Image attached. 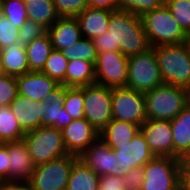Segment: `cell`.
I'll return each mask as SVG.
<instances>
[{
	"label": "cell",
	"instance_id": "52a82bcc",
	"mask_svg": "<svg viewBox=\"0 0 190 190\" xmlns=\"http://www.w3.org/2000/svg\"><path fill=\"white\" fill-rule=\"evenodd\" d=\"M79 156L67 154L36 165L29 181L31 190H66L72 166Z\"/></svg>",
	"mask_w": 190,
	"mask_h": 190
},
{
	"label": "cell",
	"instance_id": "ba28073f",
	"mask_svg": "<svg viewBox=\"0 0 190 190\" xmlns=\"http://www.w3.org/2000/svg\"><path fill=\"white\" fill-rule=\"evenodd\" d=\"M163 84L155 50L128 57V76L126 87L146 93Z\"/></svg>",
	"mask_w": 190,
	"mask_h": 190
},
{
	"label": "cell",
	"instance_id": "d6986e66",
	"mask_svg": "<svg viewBox=\"0 0 190 190\" xmlns=\"http://www.w3.org/2000/svg\"><path fill=\"white\" fill-rule=\"evenodd\" d=\"M9 107L24 133L31 132L41 126L43 102H35L17 94Z\"/></svg>",
	"mask_w": 190,
	"mask_h": 190
},
{
	"label": "cell",
	"instance_id": "ac0fdd59",
	"mask_svg": "<svg viewBox=\"0 0 190 190\" xmlns=\"http://www.w3.org/2000/svg\"><path fill=\"white\" fill-rule=\"evenodd\" d=\"M7 155L9 157V181L31 180V174L36 168L25 141L7 142Z\"/></svg>",
	"mask_w": 190,
	"mask_h": 190
},
{
	"label": "cell",
	"instance_id": "ab89813d",
	"mask_svg": "<svg viewBox=\"0 0 190 190\" xmlns=\"http://www.w3.org/2000/svg\"><path fill=\"white\" fill-rule=\"evenodd\" d=\"M97 190H127L124 176H100Z\"/></svg>",
	"mask_w": 190,
	"mask_h": 190
},
{
	"label": "cell",
	"instance_id": "6da1fadb",
	"mask_svg": "<svg viewBox=\"0 0 190 190\" xmlns=\"http://www.w3.org/2000/svg\"><path fill=\"white\" fill-rule=\"evenodd\" d=\"M97 54L120 51L126 57L147 52L151 47L140 16L115 10L109 18L108 31L93 38Z\"/></svg>",
	"mask_w": 190,
	"mask_h": 190
},
{
	"label": "cell",
	"instance_id": "cb8c5ba5",
	"mask_svg": "<svg viewBox=\"0 0 190 190\" xmlns=\"http://www.w3.org/2000/svg\"><path fill=\"white\" fill-rule=\"evenodd\" d=\"M173 135V158L190 148V104L170 121Z\"/></svg>",
	"mask_w": 190,
	"mask_h": 190
},
{
	"label": "cell",
	"instance_id": "277c9868",
	"mask_svg": "<svg viewBox=\"0 0 190 190\" xmlns=\"http://www.w3.org/2000/svg\"><path fill=\"white\" fill-rule=\"evenodd\" d=\"M141 20L151 47L186 42L187 34L165 4L158 9L146 12L141 16Z\"/></svg>",
	"mask_w": 190,
	"mask_h": 190
},
{
	"label": "cell",
	"instance_id": "603a6c76",
	"mask_svg": "<svg viewBox=\"0 0 190 190\" xmlns=\"http://www.w3.org/2000/svg\"><path fill=\"white\" fill-rule=\"evenodd\" d=\"M6 75L21 76L30 71L25 46L15 42L0 50Z\"/></svg>",
	"mask_w": 190,
	"mask_h": 190
},
{
	"label": "cell",
	"instance_id": "7dc6e473",
	"mask_svg": "<svg viewBox=\"0 0 190 190\" xmlns=\"http://www.w3.org/2000/svg\"><path fill=\"white\" fill-rule=\"evenodd\" d=\"M5 70L1 61V57H0V76L5 75Z\"/></svg>",
	"mask_w": 190,
	"mask_h": 190
},
{
	"label": "cell",
	"instance_id": "8fae6325",
	"mask_svg": "<svg viewBox=\"0 0 190 190\" xmlns=\"http://www.w3.org/2000/svg\"><path fill=\"white\" fill-rule=\"evenodd\" d=\"M128 57L120 51L98 53L95 64V83L109 88L126 87Z\"/></svg>",
	"mask_w": 190,
	"mask_h": 190
},
{
	"label": "cell",
	"instance_id": "e575fe53",
	"mask_svg": "<svg viewBox=\"0 0 190 190\" xmlns=\"http://www.w3.org/2000/svg\"><path fill=\"white\" fill-rule=\"evenodd\" d=\"M165 0H118V10L127 11L137 16L160 8Z\"/></svg>",
	"mask_w": 190,
	"mask_h": 190
},
{
	"label": "cell",
	"instance_id": "d4e9b609",
	"mask_svg": "<svg viewBox=\"0 0 190 190\" xmlns=\"http://www.w3.org/2000/svg\"><path fill=\"white\" fill-rule=\"evenodd\" d=\"M95 84V65L86 60H70L65 74V86L82 87Z\"/></svg>",
	"mask_w": 190,
	"mask_h": 190
},
{
	"label": "cell",
	"instance_id": "2e32d148",
	"mask_svg": "<svg viewBox=\"0 0 190 190\" xmlns=\"http://www.w3.org/2000/svg\"><path fill=\"white\" fill-rule=\"evenodd\" d=\"M67 86L60 84L43 100L41 126L62 130L72 122L71 116L63 108Z\"/></svg>",
	"mask_w": 190,
	"mask_h": 190
},
{
	"label": "cell",
	"instance_id": "5bb4252c",
	"mask_svg": "<svg viewBox=\"0 0 190 190\" xmlns=\"http://www.w3.org/2000/svg\"><path fill=\"white\" fill-rule=\"evenodd\" d=\"M140 131L154 156L173 157V135L168 120L147 119Z\"/></svg>",
	"mask_w": 190,
	"mask_h": 190
},
{
	"label": "cell",
	"instance_id": "d6a6232c",
	"mask_svg": "<svg viewBox=\"0 0 190 190\" xmlns=\"http://www.w3.org/2000/svg\"><path fill=\"white\" fill-rule=\"evenodd\" d=\"M1 13L17 28L28 19L25 0H2Z\"/></svg>",
	"mask_w": 190,
	"mask_h": 190
},
{
	"label": "cell",
	"instance_id": "d590c367",
	"mask_svg": "<svg viewBox=\"0 0 190 190\" xmlns=\"http://www.w3.org/2000/svg\"><path fill=\"white\" fill-rule=\"evenodd\" d=\"M47 33V29L40 24L27 19L19 28L17 42L27 46L32 40L42 37Z\"/></svg>",
	"mask_w": 190,
	"mask_h": 190
},
{
	"label": "cell",
	"instance_id": "4316f807",
	"mask_svg": "<svg viewBox=\"0 0 190 190\" xmlns=\"http://www.w3.org/2000/svg\"><path fill=\"white\" fill-rule=\"evenodd\" d=\"M99 176L79 158L72 166L66 190H97Z\"/></svg>",
	"mask_w": 190,
	"mask_h": 190
},
{
	"label": "cell",
	"instance_id": "836d02e7",
	"mask_svg": "<svg viewBox=\"0 0 190 190\" xmlns=\"http://www.w3.org/2000/svg\"><path fill=\"white\" fill-rule=\"evenodd\" d=\"M171 15L179 23L186 34H190V1L189 0H165Z\"/></svg>",
	"mask_w": 190,
	"mask_h": 190
},
{
	"label": "cell",
	"instance_id": "60d3db41",
	"mask_svg": "<svg viewBox=\"0 0 190 190\" xmlns=\"http://www.w3.org/2000/svg\"><path fill=\"white\" fill-rule=\"evenodd\" d=\"M144 179L143 167L131 169L125 176L127 190H141Z\"/></svg>",
	"mask_w": 190,
	"mask_h": 190
},
{
	"label": "cell",
	"instance_id": "e0dca14e",
	"mask_svg": "<svg viewBox=\"0 0 190 190\" xmlns=\"http://www.w3.org/2000/svg\"><path fill=\"white\" fill-rule=\"evenodd\" d=\"M18 94L35 102L44 98L60 84L41 71H29L16 77Z\"/></svg>",
	"mask_w": 190,
	"mask_h": 190
},
{
	"label": "cell",
	"instance_id": "9c48e42d",
	"mask_svg": "<svg viewBox=\"0 0 190 190\" xmlns=\"http://www.w3.org/2000/svg\"><path fill=\"white\" fill-rule=\"evenodd\" d=\"M84 118L100 133L112 120V88L83 86Z\"/></svg>",
	"mask_w": 190,
	"mask_h": 190
},
{
	"label": "cell",
	"instance_id": "74e56055",
	"mask_svg": "<svg viewBox=\"0 0 190 190\" xmlns=\"http://www.w3.org/2000/svg\"><path fill=\"white\" fill-rule=\"evenodd\" d=\"M60 17H77L85 8L86 0H53Z\"/></svg>",
	"mask_w": 190,
	"mask_h": 190
},
{
	"label": "cell",
	"instance_id": "3957f363",
	"mask_svg": "<svg viewBox=\"0 0 190 190\" xmlns=\"http://www.w3.org/2000/svg\"><path fill=\"white\" fill-rule=\"evenodd\" d=\"M189 93L184 87L164 83L144 93L147 119L171 121L189 104Z\"/></svg>",
	"mask_w": 190,
	"mask_h": 190
},
{
	"label": "cell",
	"instance_id": "b9f144b4",
	"mask_svg": "<svg viewBox=\"0 0 190 190\" xmlns=\"http://www.w3.org/2000/svg\"><path fill=\"white\" fill-rule=\"evenodd\" d=\"M9 163L7 143H0V181H9Z\"/></svg>",
	"mask_w": 190,
	"mask_h": 190
},
{
	"label": "cell",
	"instance_id": "7402d4cb",
	"mask_svg": "<svg viewBox=\"0 0 190 190\" xmlns=\"http://www.w3.org/2000/svg\"><path fill=\"white\" fill-rule=\"evenodd\" d=\"M139 132V125L112 119L111 122L99 133V137L110 148L116 150L118 149V145L129 144Z\"/></svg>",
	"mask_w": 190,
	"mask_h": 190
},
{
	"label": "cell",
	"instance_id": "7c38bea8",
	"mask_svg": "<svg viewBox=\"0 0 190 190\" xmlns=\"http://www.w3.org/2000/svg\"><path fill=\"white\" fill-rule=\"evenodd\" d=\"M79 159L99 177L104 175L121 176L115 151L100 137L79 156Z\"/></svg>",
	"mask_w": 190,
	"mask_h": 190
},
{
	"label": "cell",
	"instance_id": "f35d334b",
	"mask_svg": "<svg viewBox=\"0 0 190 190\" xmlns=\"http://www.w3.org/2000/svg\"><path fill=\"white\" fill-rule=\"evenodd\" d=\"M19 28L0 13V50L17 42Z\"/></svg>",
	"mask_w": 190,
	"mask_h": 190
},
{
	"label": "cell",
	"instance_id": "f546056e",
	"mask_svg": "<svg viewBox=\"0 0 190 190\" xmlns=\"http://www.w3.org/2000/svg\"><path fill=\"white\" fill-rule=\"evenodd\" d=\"M62 54L70 61L75 59L86 60L94 65L97 62V51L92 39L80 38L77 42L61 50Z\"/></svg>",
	"mask_w": 190,
	"mask_h": 190
},
{
	"label": "cell",
	"instance_id": "4fadbf2b",
	"mask_svg": "<svg viewBox=\"0 0 190 190\" xmlns=\"http://www.w3.org/2000/svg\"><path fill=\"white\" fill-rule=\"evenodd\" d=\"M114 151L121 176H125L131 169L144 167L154 157L141 131L129 144L118 145Z\"/></svg>",
	"mask_w": 190,
	"mask_h": 190
},
{
	"label": "cell",
	"instance_id": "8992f818",
	"mask_svg": "<svg viewBox=\"0 0 190 190\" xmlns=\"http://www.w3.org/2000/svg\"><path fill=\"white\" fill-rule=\"evenodd\" d=\"M141 190H181L179 159L154 156L144 167Z\"/></svg>",
	"mask_w": 190,
	"mask_h": 190
},
{
	"label": "cell",
	"instance_id": "1f68e13d",
	"mask_svg": "<svg viewBox=\"0 0 190 190\" xmlns=\"http://www.w3.org/2000/svg\"><path fill=\"white\" fill-rule=\"evenodd\" d=\"M84 97L82 87H67L63 101V108L72 120L84 118Z\"/></svg>",
	"mask_w": 190,
	"mask_h": 190
},
{
	"label": "cell",
	"instance_id": "ffe728a7",
	"mask_svg": "<svg viewBox=\"0 0 190 190\" xmlns=\"http://www.w3.org/2000/svg\"><path fill=\"white\" fill-rule=\"evenodd\" d=\"M47 34L53 49L63 50L77 42L81 35V29L76 17H60L49 29Z\"/></svg>",
	"mask_w": 190,
	"mask_h": 190
},
{
	"label": "cell",
	"instance_id": "c3c4849f",
	"mask_svg": "<svg viewBox=\"0 0 190 190\" xmlns=\"http://www.w3.org/2000/svg\"><path fill=\"white\" fill-rule=\"evenodd\" d=\"M189 48L190 51V34H187L186 42H185Z\"/></svg>",
	"mask_w": 190,
	"mask_h": 190
},
{
	"label": "cell",
	"instance_id": "ee69618b",
	"mask_svg": "<svg viewBox=\"0 0 190 190\" xmlns=\"http://www.w3.org/2000/svg\"><path fill=\"white\" fill-rule=\"evenodd\" d=\"M0 190H31L27 181H0Z\"/></svg>",
	"mask_w": 190,
	"mask_h": 190
},
{
	"label": "cell",
	"instance_id": "7bdbcfd3",
	"mask_svg": "<svg viewBox=\"0 0 190 190\" xmlns=\"http://www.w3.org/2000/svg\"><path fill=\"white\" fill-rule=\"evenodd\" d=\"M87 6L92 8L118 10V0H86Z\"/></svg>",
	"mask_w": 190,
	"mask_h": 190
},
{
	"label": "cell",
	"instance_id": "44dd1931",
	"mask_svg": "<svg viewBox=\"0 0 190 190\" xmlns=\"http://www.w3.org/2000/svg\"><path fill=\"white\" fill-rule=\"evenodd\" d=\"M111 10L101 8H85L76 19L79 22L82 37L93 39L109 28Z\"/></svg>",
	"mask_w": 190,
	"mask_h": 190
},
{
	"label": "cell",
	"instance_id": "4dcf8cb0",
	"mask_svg": "<svg viewBox=\"0 0 190 190\" xmlns=\"http://www.w3.org/2000/svg\"><path fill=\"white\" fill-rule=\"evenodd\" d=\"M68 62L69 60L61 51L53 49L41 72L57 81L59 84L65 85V74Z\"/></svg>",
	"mask_w": 190,
	"mask_h": 190
},
{
	"label": "cell",
	"instance_id": "bcb514c9",
	"mask_svg": "<svg viewBox=\"0 0 190 190\" xmlns=\"http://www.w3.org/2000/svg\"><path fill=\"white\" fill-rule=\"evenodd\" d=\"M178 159L180 168H190V148L187 149Z\"/></svg>",
	"mask_w": 190,
	"mask_h": 190
},
{
	"label": "cell",
	"instance_id": "9a60e30c",
	"mask_svg": "<svg viewBox=\"0 0 190 190\" xmlns=\"http://www.w3.org/2000/svg\"><path fill=\"white\" fill-rule=\"evenodd\" d=\"M61 132L67 152L77 156L99 138V132L85 118L72 120Z\"/></svg>",
	"mask_w": 190,
	"mask_h": 190
},
{
	"label": "cell",
	"instance_id": "8d00e7d4",
	"mask_svg": "<svg viewBox=\"0 0 190 190\" xmlns=\"http://www.w3.org/2000/svg\"><path fill=\"white\" fill-rule=\"evenodd\" d=\"M18 94L16 77L0 76V106H9Z\"/></svg>",
	"mask_w": 190,
	"mask_h": 190
},
{
	"label": "cell",
	"instance_id": "83f0119b",
	"mask_svg": "<svg viewBox=\"0 0 190 190\" xmlns=\"http://www.w3.org/2000/svg\"><path fill=\"white\" fill-rule=\"evenodd\" d=\"M30 71H42L53 46L46 33L25 46Z\"/></svg>",
	"mask_w": 190,
	"mask_h": 190
},
{
	"label": "cell",
	"instance_id": "30bf717a",
	"mask_svg": "<svg viewBox=\"0 0 190 190\" xmlns=\"http://www.w3.org/2000/svg\"><path fill=\"white\" fill-rule=\"evenodd\" d=\"M112 119L141 126L147 120L144 93L127 87L112 88Z\"/></svg>",
	"mask_w": 190,
	"mask_h": 190
},
{
	"label": "cell",
	"instance_id": "484cf974",
	"mask_svg": "<svg viewBox=\"0 0 190 190\" xmlns=\"http://www.w3.org/2000/svg\"><path fill=\"white\" fill-rule=\"evenodd\" d=\"M28 19L49 29L59 18L53 0H25Z\"/></svg>",
	"mask_w": 190,
	"mask_h": 190
},
{
	"label": "cell",
	"instance_id": "f6af8a7d",
	"mask_svg": "<svg viewBox=\"0 0 190 190\" xmlns=\"http://www.w3.org/2000/svg\"><path fill=\"white\" fill-rule=\"evenodd\" d=\"M181 190H190V168H181Z\"/></svg>",
	"mask_w": 190,
	"mask_h": 190
},
{
	"label": "cell",
	"instance_id": "f1b7e54d",
	"mask_svg": "<svg viewBox=\"0 0 190 190\" xmlns=\"http://www.w3.org/2000/svg\"><path fill=\"white\" fill-rule=\"evenodd\" d=\"M25 133L9 106H0V143L22 140Z\"/></svg>",
	"mask_w": 190,
	"mask_h": 190
},
{
	"label": "cell",
	"instance_id": "681fc988",
	"mask_svg": "<svg viewBox=\"0 0 190 190\" xmlns=\"http://www.w3.org/2000/svg\"><path fill=\"white\" fill-rule=\"evenodd\" d=\"M1 7H2V0H0V13H1Z\"/></svg>",
	"mask_w": 190,
	"mask_h": 190
},
{
	"label": "cell",
	"instance_id": "7a4b0ae2",
	"mask_svg": "<svg viewBox=\"0 0 190 190\" xmlns=\"http://www.w3.org/2000/svg\"><path fill=\"white\" fill-rule=\"evenodd\" d=\"M164 84L190 90V51L186 43L152 47Z\"/></svg>",
	"mask_w": 190,
	"mask_h": 190
},
{
	"label": "cell",
	"instance_id": "5b68a950",
	"mask_svg": "<svg viewBox=\"0 0 190 190\" xmlns=\"http://www.w3.org/2000/svg\"><path fill=\"white\" fill-rule=\"evenodd\" d=\"M23 140L36 165L69 154L65 148L61 130L54 127L40 126L25 133Z\"/></svg>",
	"mask_w": 190,
	"mask_h": 190
}]
</instances>
